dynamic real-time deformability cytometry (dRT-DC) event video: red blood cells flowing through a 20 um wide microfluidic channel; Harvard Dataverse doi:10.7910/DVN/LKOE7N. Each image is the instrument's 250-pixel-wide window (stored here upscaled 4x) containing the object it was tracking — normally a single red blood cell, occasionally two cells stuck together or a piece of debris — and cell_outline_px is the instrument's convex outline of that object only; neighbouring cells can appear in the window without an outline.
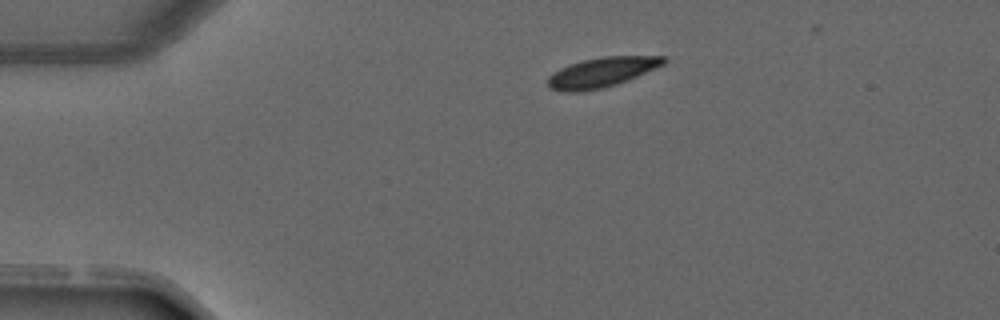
{"species": "common noctule bat (a hibernating species)", "species_latin": "Nyctalus noctula", "temperature_condition": "warm", "stored_images_in_passage": 2, "camera_frame_rate_fps": 3000, "um_per_image_px": 0.085, "animal": {"sex": "male", "forearm_length_mm": 52.5}, "frame": {"image": 1, "passage_image": 1, "time_ms": 0.0, "image_size_px": [1000, 320], "cell_outline_px": [[668, 60], [664, 64], [628, 80], [604, 88], [580, 92], [564, 92], [552, 88], [548, 84], [548, 76], [560, 68], [568, 64], [600, 56], [668, 56]], "centroid_in_image_um": [51.16, 6.14], "position_along_channel_um": 33.8, "area_um2": 20.17}}